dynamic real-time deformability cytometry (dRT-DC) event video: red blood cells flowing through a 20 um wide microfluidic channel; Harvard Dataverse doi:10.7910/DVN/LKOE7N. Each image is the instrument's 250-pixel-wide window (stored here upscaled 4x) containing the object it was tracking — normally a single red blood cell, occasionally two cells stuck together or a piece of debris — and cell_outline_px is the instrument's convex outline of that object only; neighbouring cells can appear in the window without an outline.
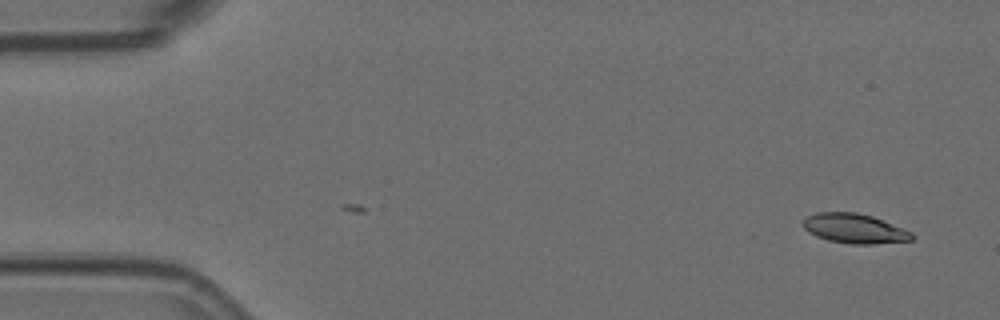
{"species": "Egyptian fruit bat (a non-hibernating species)", "species_latin": "Rousettus aegyptiacus", "temperature_condition": "room temperature", "stored_images_in_passage": 54, "camera_frame_rate_fps": 3000, "um_per_image_px": 0.085, "animal": {"sex": "female"}, "frame": {"image": 1, "passage_image": 1, "time_ms": 0.0, "image_size_px": [1000, 320], "cell_outline_px": [[912, 240], [872, 244], [852, 244], [828, 240], [816, 236], [808, 232], [804, 228], [804, 220], [808, 216], [816, 212], [856, 212], [872, 216], [912, 232]], "centroid_in_image_um": [72.61, 19.42], "position_along_channel_um": 12.4, "area_um2": 18.55}}
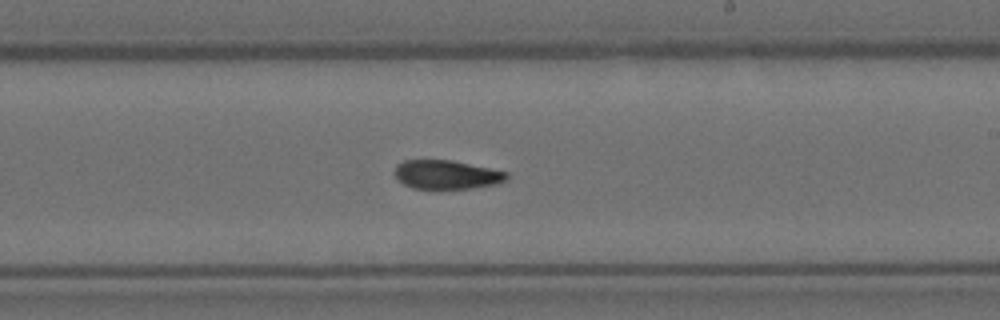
{"frame": {"image": 2, "passage_image": 31, "time_ms": 10.0, "image_size_px": [1000, 320], "cell_outline_px": [[508, 180], [496, 184], [472, 188], [412, 188], [404, 184], [396, 176], [396, 164], [404, 160], [452, 160], [508, 172]], "centroid_in_image_um": [37.99, 14.83], "position_along_channel_um": 251.0, "area_um2": 18.67}}
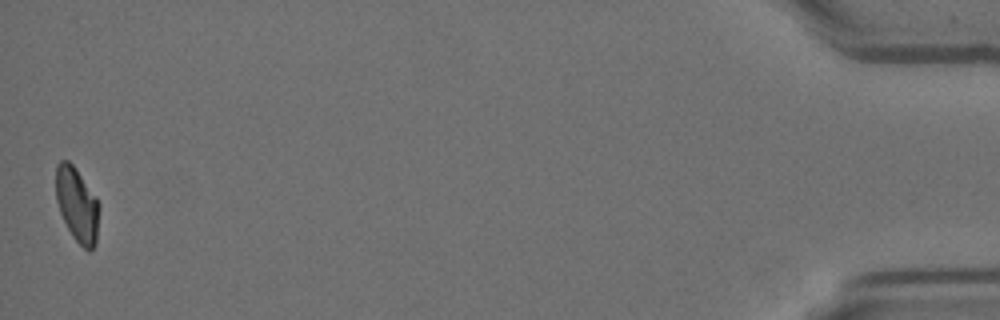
{"frame": {"image": 3, "passage_image": 54, "time_ms": 17.667, "image_size_px": [1000, 320], "cell_outline_px": [[100, 208], [96, 244], [88, 252], [72, 236], [60, 212], [56, 200], [56, 164], [60, 160], [68, 160], [72, 164], [96, 196], [100, 204]], "centroid_in_image_um": [6.57, 17.4], "position_along_channel_um": 428.6, "area_um2": 18.84}, "authors_computed_cell_mechanics": {"area_um2": 19.652, "velocity_mm_per_s": 3.5721, "shape_relaxation_time_tau1_ms": 4.8673, "shape_relaxation_time_tau2_ms": 5.4441, "deformation_change_tau1": 0.1621, "deformation_change_tau2": 0.1186}}